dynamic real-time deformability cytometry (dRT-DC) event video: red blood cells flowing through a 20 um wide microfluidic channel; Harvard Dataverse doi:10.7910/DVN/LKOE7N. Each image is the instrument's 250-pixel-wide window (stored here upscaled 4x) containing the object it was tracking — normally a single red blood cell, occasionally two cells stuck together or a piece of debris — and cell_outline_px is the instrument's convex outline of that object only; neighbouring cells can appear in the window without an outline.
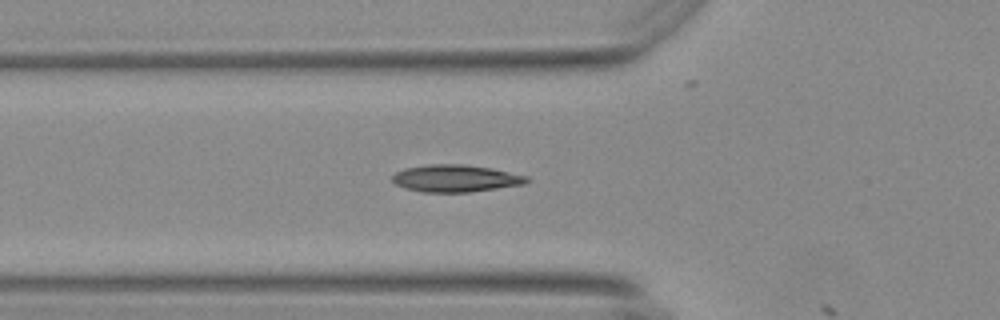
{"species": "Egyptian fruit bat (a non-hibernating species)", "species_latin": "Rousettus aegyptiacus", "temperature_condition": "warm", "stored_images_in_passage": 3, "camera_frame_rate_fps": 3000, "um_per_image_px": 0.085, "animal": {"sex": "female"}, "frame": {"image": 1, "passage_image": 2, "time_ms": 0.333, "image_size_px": [1000, 320], "cell_outline_px": [[532, 180], [524, 184], [468, 192], [424, 192], [408, 188], [396, 184], [392, 180], [392, 176], [396, 172], [404, 168], [428, 164], [464, 164], [492, 168], [528, 176]], "centroid_in_image_um": [38.75, 15.15], "position_along_channel_um": 87.0, "area_um2": 21.21}}